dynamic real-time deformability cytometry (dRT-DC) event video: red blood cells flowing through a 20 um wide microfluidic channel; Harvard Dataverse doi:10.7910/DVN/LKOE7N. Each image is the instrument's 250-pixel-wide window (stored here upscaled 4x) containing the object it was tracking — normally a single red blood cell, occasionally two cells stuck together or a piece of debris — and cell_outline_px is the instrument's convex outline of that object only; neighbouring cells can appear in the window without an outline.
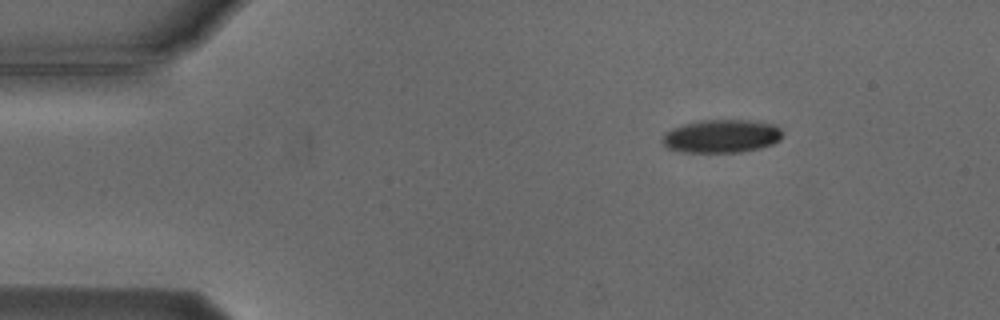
{"species": "Egyptian fruit bat (a non-hibernating species)", "species_latin": "Rousettus aegyptiacus", "temperature_condition": "cold", "stored_images_in_passage": 3, "camera_frame_rate_fps": 3000, "um_per_image_px": 0.085, "animal": {"sex": "male"}, "frame": {"image": 1, "passage_image": 1, "time_ms": 0.0, "image_size_px": [1000, 320], "cell_outline_px": [[784, 136], [780, 140], [772, 144], [760, 148], [740, 152], [680, 152], [668, 148], [660, 140], [664, 132], [672, 128], [684, 124], [700, 120], [748, 120], [772, 124], [780, 128], [784, 132]], "centroid_in_image_um": [61.32, 11.57], "position_along_channel_um": 23.7, "area_um2": 23.47}}